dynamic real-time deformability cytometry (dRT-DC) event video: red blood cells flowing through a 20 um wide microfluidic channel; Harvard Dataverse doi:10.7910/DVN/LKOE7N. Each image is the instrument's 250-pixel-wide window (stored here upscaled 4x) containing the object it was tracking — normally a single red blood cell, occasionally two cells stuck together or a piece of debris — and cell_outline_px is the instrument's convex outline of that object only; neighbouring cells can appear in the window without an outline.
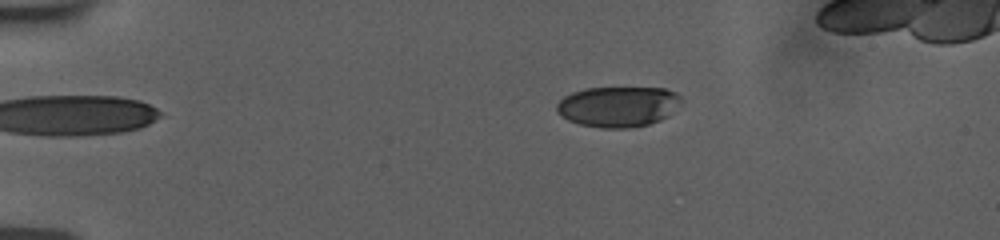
{"species": "human", "species_latin": "Homo sapiens", "temperature_condition": "room temperature", "stored_images_in_passage": 55, "camera_frame_rate_fps": 3000, "um_per_image_px": 0.085, "donor": {"sex": "female"}, "frame": {"image": 1, "passage_image": 12, "time_ms": 3.667, "image_size_px": [1000, 240], "cell_outline_px": [[680, 100], [668, 116], [660, 120], [648, 124], [628, 128], [600, 128], [580, 124], [568, 120], [560, 116], [556, 108], [556, 104], [564, 96], [572, 92], [584, 88], [664, 88], [676, 92], [680, 96]], "centroid_in_image_um": [52.49, 9.06], "position_along_channel_um": 32.5, "area_um2": 29.3}}
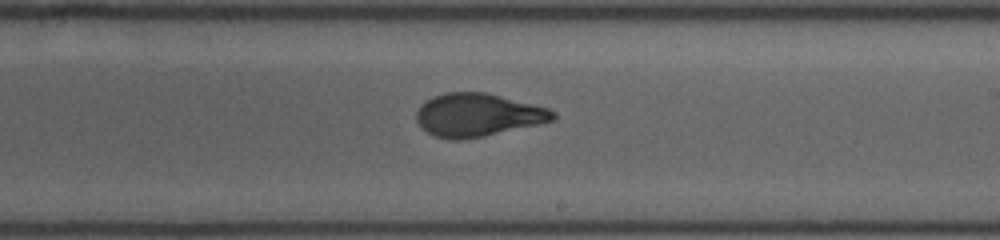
{"frame": {"image": 2, "passage_image": 35, "time_ms": 11.333, "image_size_px": [1000, 240], "cell_outline_px": [[556, 116], [552, 120], [536, 124], [484, 136], [460, 140], [448, 140], [432, 136], [416, 120], [416, 112], [420, 104], [432, 96], [444, 92], [484, 92], [548, 108], [556, 112]], "centroid_in_image_um": [40.54, 9.77], "position_along_channel_um": 248.5, "area_um2": 34.04}}
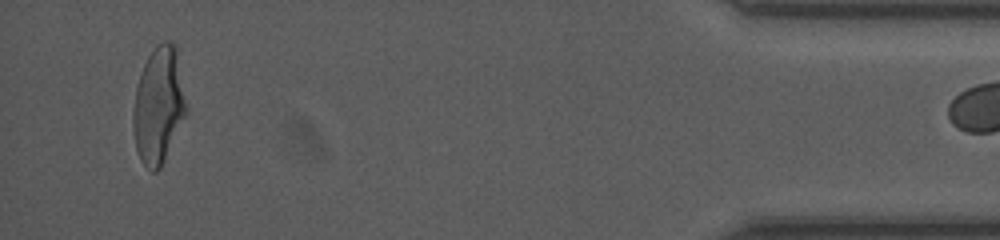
{"frame": {"image": 3, "passage_image": 54, "time_ms": 17.667, "image_size_px": [1000, 240], "cell_outline_px": [[188, 112], [160, 168], [156, 172], [152, 172], [140, 160], [136, 148], [132, 128], [132, 112], [136, 88], [140, 72], [148, 56], [164, 40], [168, 40], [176, 44], [188, 108]], "centroid_in_image_um": [13.49, 8.96], "position_along_channel_um": 421.7, "area_um2": 36.41}}